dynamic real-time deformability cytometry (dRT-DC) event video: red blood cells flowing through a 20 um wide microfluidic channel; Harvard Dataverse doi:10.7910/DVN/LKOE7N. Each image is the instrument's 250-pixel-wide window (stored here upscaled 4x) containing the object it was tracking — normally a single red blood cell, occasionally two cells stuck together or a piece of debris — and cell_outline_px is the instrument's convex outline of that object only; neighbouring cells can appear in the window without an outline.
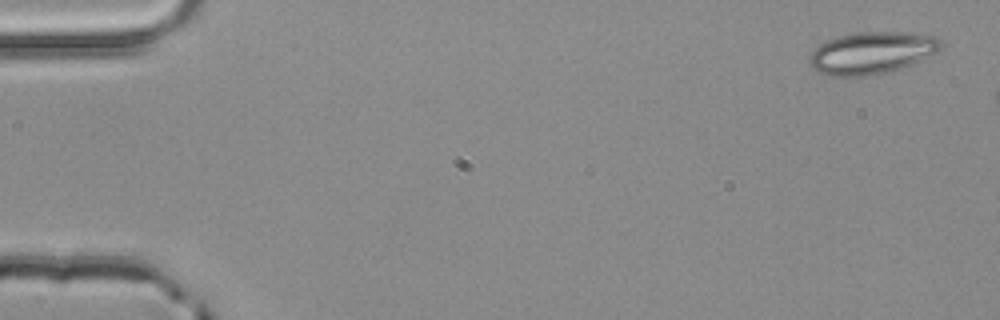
{"species": "common noctule bat (a hibernating species)", "species_latin": "Nyctalus noctula", "temperature_condition": "room temperature", "stored_images_in_passage": 2, "camera_frame_rate_fps": 3000, "um_per_image_px": 0.085, "animal": {"sex": "male", "body_mass_g": 20.4}, "frame": {"image": 1, "passage_image": 1, "time_ms": 0.0, "image_size_px": [1000, 320], "cell_outline_px": [[944, 44], [936, 52], [912, 64], [888, 72], [868, 76], [832, 76], [816, 72], [808, 64], [808, 56], [820, 44], [828, 40], [840, 36], [856, 32], [904, 32], [936, 36]], "centroid_in_image_um": [74.07, 4.5], "position_along_channel_um": 10.9, "area_um2": 32.31}}